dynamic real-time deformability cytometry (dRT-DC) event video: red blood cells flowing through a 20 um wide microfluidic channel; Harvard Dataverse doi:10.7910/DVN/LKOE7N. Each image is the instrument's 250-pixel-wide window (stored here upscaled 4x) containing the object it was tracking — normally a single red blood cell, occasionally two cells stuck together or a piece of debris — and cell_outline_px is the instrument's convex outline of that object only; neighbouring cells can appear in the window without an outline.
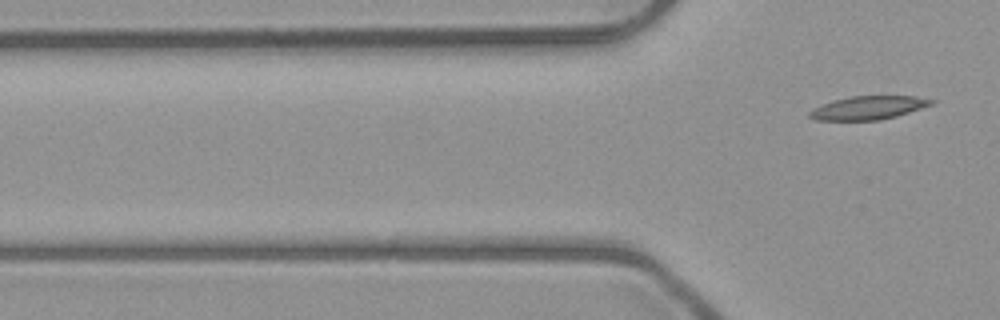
{"species": "common noctule bat (a hibernating species)", "species_latin": "Nyctalus noctula", "temperature_condition": "room temperature", "stored_images_in_passage": 6, "segment_of_instrument_passage": [2, 2], "camera_frame_rate_fps": 3000, "um_per_image_px": 0.085, "animal": {"sex": "male", "body_mass_g": 23.1, "forearm_length_mm": 52.7}, "frame": {"image": 1, "passage_image": 6, "time_ms": 6.667, "image_size_px": [1000, 320], "cell_outline_px": [[936, 100], [932, 104], [896, 116], [880, 120], [816, 120], [808, 116], [808, 112], [812, 108], [832, 100], [848, 96], [916, 96]], "centroid_in_image_um": [73.75, 9.15], "position_along_channel_um": 52.0, "area_um2": 16.65}}